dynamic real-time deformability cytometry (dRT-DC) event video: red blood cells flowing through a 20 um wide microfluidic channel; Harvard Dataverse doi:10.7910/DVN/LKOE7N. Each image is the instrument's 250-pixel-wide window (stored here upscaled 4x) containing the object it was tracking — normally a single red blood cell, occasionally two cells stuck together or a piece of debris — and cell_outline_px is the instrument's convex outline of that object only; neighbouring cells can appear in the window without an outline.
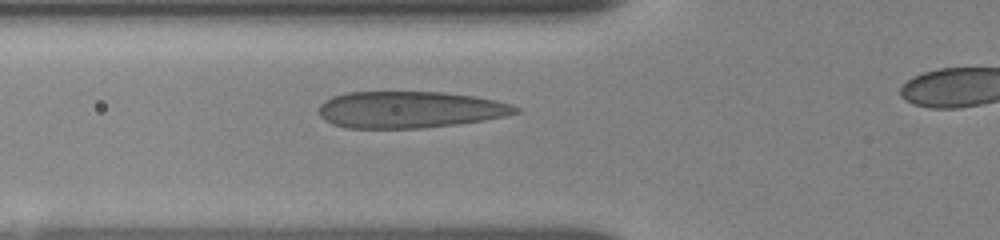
{"species": "human", "species_latin": "Homo sapiens", "temperature_condition": "room temperature", "stored_images_in_passage": 3, "segment_of_instrument_passage": [1, 2], "camera_frame_rate_fps": 3000, "um_per_image_px": 0.085, "donor": {"sex": "female"}, "frame": {"image": 1, "passage_image": 2, "time_ms": 1.0, "image_size_px": [1000, 240], "cell_outline_px": [[520, 112], [508, 116], [456, 124], [424, 128], [348, 128], [332, 124], [324, 120], [320, 116], [320, 104], [324, 100], [332, 96], [348, 92], [444, 92], [476, 96], [496, 100], [512, 104], [520, 108]], "centroid_in_image_um": [34.85, 9.31], "position_along_channel_um": 90.9, "area_um2": 42.31}}